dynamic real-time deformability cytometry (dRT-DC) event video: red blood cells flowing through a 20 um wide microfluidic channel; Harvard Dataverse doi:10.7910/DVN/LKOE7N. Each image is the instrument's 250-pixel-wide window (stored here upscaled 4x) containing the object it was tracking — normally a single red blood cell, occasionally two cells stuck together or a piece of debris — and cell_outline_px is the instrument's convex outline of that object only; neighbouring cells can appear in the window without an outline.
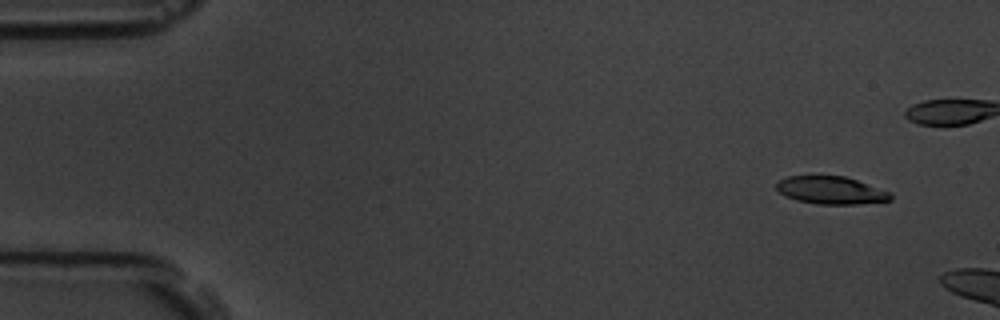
{"species": "common noctule bat (a hibernating species)", "species_latin": "Nyctalus noctula", "temperature_condition": "room temperature", "stored_images_in_passage": 3, "camera_frame_rate_fps": 3000, "um_per_image_px": 0.085, "animal": {"sex": "male", "body_mass_g": 19.5, "forearm_length_mm": 54.6}, "frame": {"image": 1, "passage_image": 1, "time_ms": 0.0, "image_size_px": [1000, 320], "cell_outline_px": [[892, 200], [860, 204], [820, 204], [796, 200], [784, 196], [776, 188], [776, 184], [780, 180], [788, 176], [844, 176], [892, 192]], "centroid_in_image_um": [70.65, 16.18], "position_along_channel_um": 14.3, "area_um2": 18.38}}